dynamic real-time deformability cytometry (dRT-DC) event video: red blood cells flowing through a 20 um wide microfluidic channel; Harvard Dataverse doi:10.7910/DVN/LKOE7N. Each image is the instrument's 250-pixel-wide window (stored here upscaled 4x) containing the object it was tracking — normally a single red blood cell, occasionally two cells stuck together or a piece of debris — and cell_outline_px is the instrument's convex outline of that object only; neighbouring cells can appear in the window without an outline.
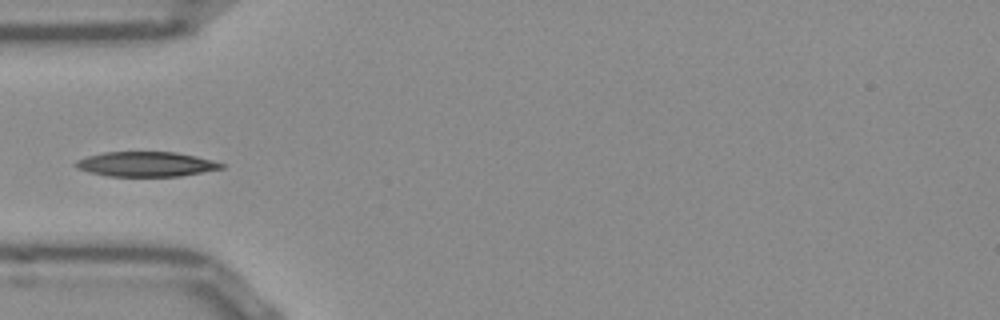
{"species": "Egyptian fruit bat (a non-hibernating species)", "species_latin": "Rousettus aegyptiacus", "temperature_condition": "room temperature", "stored_images_in_passage": 37, "camera_frame_rate_fps": 3000, "um_per_image_px": 0.085, "frame": {"image": 1, "passage_image": 1, "time_ms": 0.0, "image_size_px": [1000, 320], "cell_outline_px": [[224, 168], [180, 176], [108, 176], [88, 172], [76, 168], [72, 164], [76, 160], [88, 156], [104, 152], [176, 152], [196, 156], [212, 160], [224, 164]], "centroid_in_image_um": [12.38, 13.95], "position_along_channel_um": 72.6, "area_um2": 21.1}}
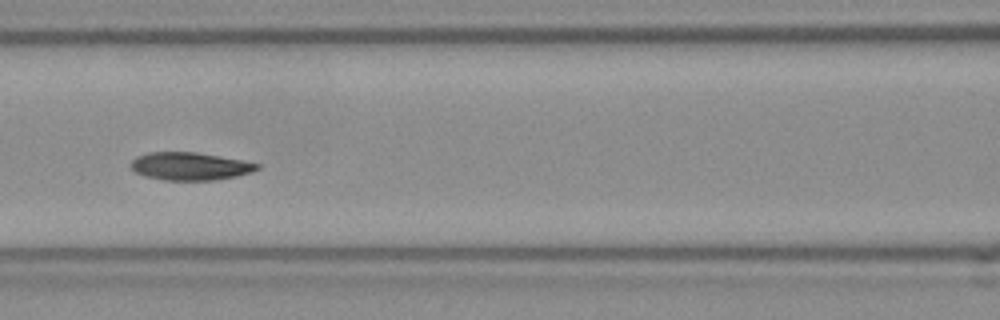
{"frame": {"image": 2, "passage_image": 7, "time_ms": 2.0, "image_size_px": [1000, 320], "cell_outline_px": [[260, 168], [252, 172], [236, 176], [216, 180], [164, 180], [144, 176], [136, 172], [128, 164], [136, 156], [148, 152], [196, 152], [220, 156], [260, 164]], "centroid_in_image_um": [16.12, 14.13], "position_along_channel_um": 150.5, "area_um2": 20.52}}
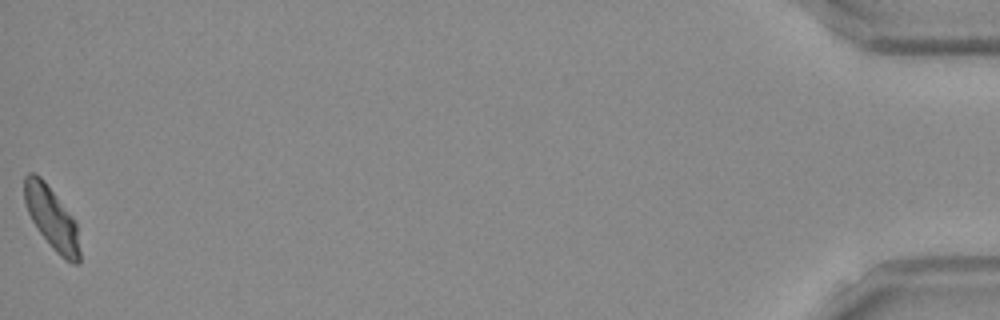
{"frame": {"image": 3, "passage_image": 37, "time_ms": 12.0, "image_size_px": [1000, 320], "cell_outline_px": [[80, 264], [72, 264], [64, 260], [52, 248], [40, 232], [32, 220], [28, 212], [24, 200], [24, 176], [28, 172], [36, 172], [44, 180], [76, 220], [80, 252]], "centroid_in_image_um": [4.41, 18.54], "position_along_channel_um": 430.8, "area_um2": 20.29}}